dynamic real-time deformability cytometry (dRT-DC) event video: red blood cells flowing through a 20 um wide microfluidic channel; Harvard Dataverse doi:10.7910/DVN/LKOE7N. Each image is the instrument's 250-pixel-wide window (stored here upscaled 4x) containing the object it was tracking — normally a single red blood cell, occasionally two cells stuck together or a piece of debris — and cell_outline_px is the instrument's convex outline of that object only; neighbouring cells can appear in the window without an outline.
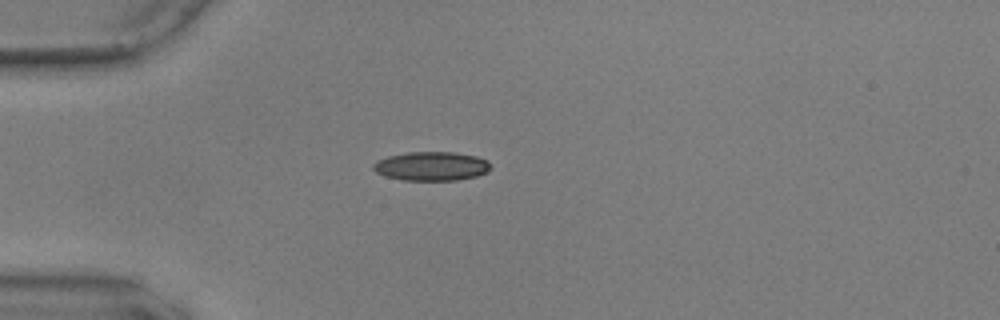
{"species": "common noctule bat (a hibernating species)", "species_latin": "Nyctalus noctula", "temperature_condition": "warm", "stored_images_in_passage": 7, "camera_frame_rate_fps": 3000, "um_per_image_px": 0.085, "animal": {"sex": "male", "body_mass_g": 17.9, "forearm_length_mm": 54.2}, "frame": {"image": 1, "passage_image": 1, "time_ms": 0.0, "image_size_px": [1000, 320], "cell_outline_px": [[492, 168], [488, 172], [476, 176], [456, 180], [404, 180], [384, 176], [376, 172], [372, 168], [372, 164], [376, 160], [388, 156], [408, 152], [456, 152], [476, 156], [488, 160]], "centroid_in_image_um": [36.68, 14.12], "position_along_channel_um": 48.3, "area_um2": 20.0}}